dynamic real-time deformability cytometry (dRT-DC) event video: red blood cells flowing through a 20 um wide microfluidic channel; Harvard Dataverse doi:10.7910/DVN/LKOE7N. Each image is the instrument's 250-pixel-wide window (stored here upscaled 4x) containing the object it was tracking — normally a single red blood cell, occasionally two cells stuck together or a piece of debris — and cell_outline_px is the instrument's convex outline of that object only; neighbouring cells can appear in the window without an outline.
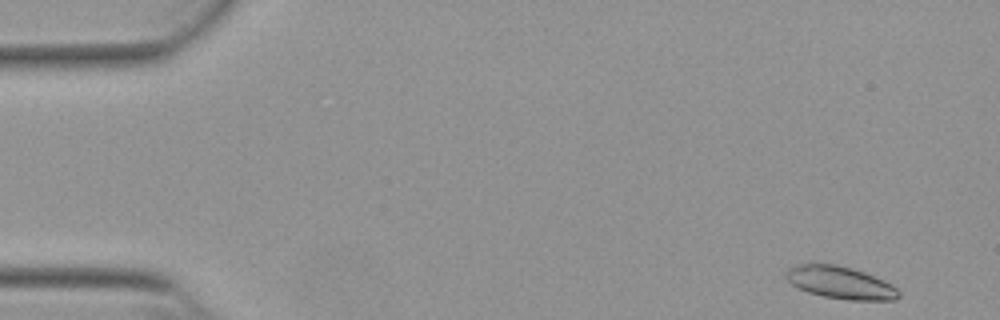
{"species": "Egyptian fruit bat (a non-hibernating species)", "species_latin": "Rousettus aegyptiacus", "temperature_condition": "warm", "stored_images_in_passage": 51, "camera_frame_rate_fps": 3000, "um_per_image_px": 0.085, "animal": {"sex": "female"}, "frame": {"image": 1, "passage_image": 1, "time_ms": 0.0, "image_size_px": [1000, 320], "cell_outline_px": [[900, 296], [896, 300], [848, 300], [824, 296], [808, 292], [792, 284], [784, 276], [784, 272], [788, 268], [812, 260], [836, 264], [852, 268], [864, 272], [884, 280], [892, 284], [900, 292]], "centroid_in_image_um": [71.4, 23.98], "position_along_channel_um": 13.6, "area_um2": 21.79}}
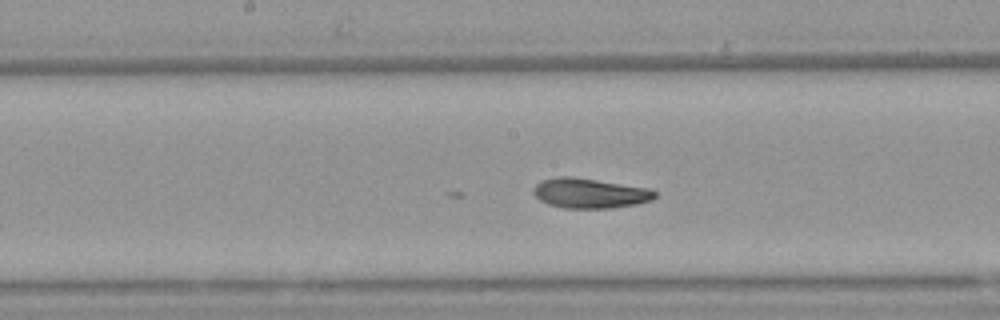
{"frame": {"image": 2, "passage_image": 25, "time_ms": 8.0, "image_size_px": [1000, 320], "cell_outline_px": [[656, 196], [652, 200], [636, 204], [612, 208], [564, 208], [548, 204], [540, 200], [532, 192], [532, 188], [540, 180], [556, 176], [572, 176], [648, 188], [656, 192]], "centroid_in_image_um": [50.09, 16.41], "position_along_channel_um": 198.1, "area_um2": 21.27}}
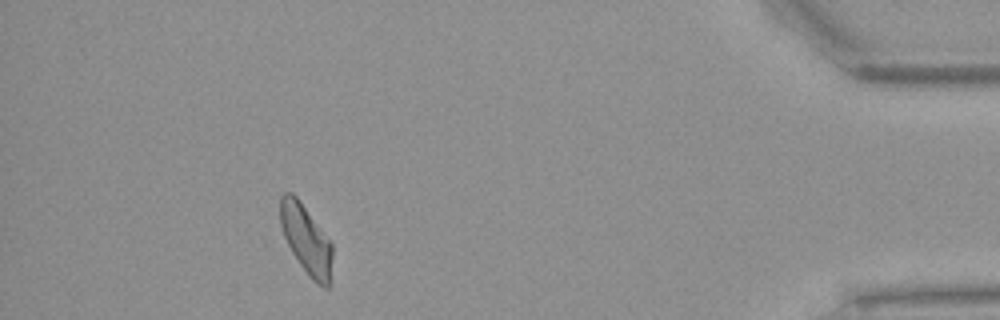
{"frame": {"image": 3, "passage_image": 46, "time_ms": 15.0, "image_size_px": [1000, 320], "cell_outline_px": [[332, 256], [328, 288], [324, 288], [312, 280], [308, 276], [292, 252], [284, 236], [280, 224], [280, 196], [284, 192], [292, 192], [296, 196], [332, 244]], "centroid_in_image_um": [26.0, 20.35], "position_along_channel_um": 409.2, "area_um2": 20.58}}